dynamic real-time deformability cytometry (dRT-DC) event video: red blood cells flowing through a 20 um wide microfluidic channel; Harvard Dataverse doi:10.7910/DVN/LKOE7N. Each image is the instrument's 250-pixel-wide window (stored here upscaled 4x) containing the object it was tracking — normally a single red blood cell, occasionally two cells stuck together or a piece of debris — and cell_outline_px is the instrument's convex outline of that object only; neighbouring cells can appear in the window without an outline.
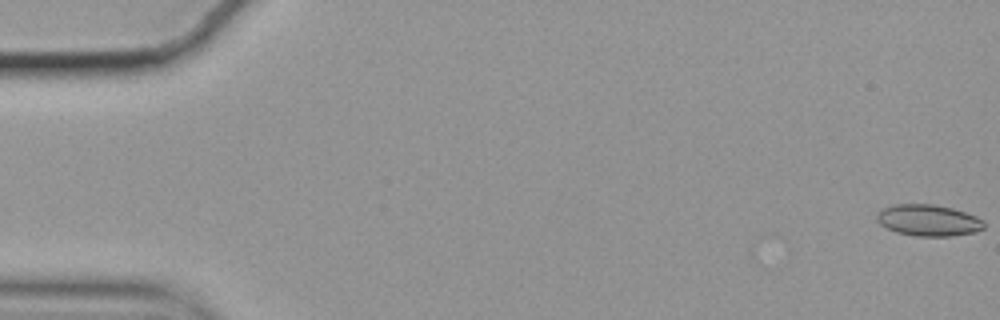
{"species": "common noctule bat (a hibernating species)", "species_latin": "Nyctalus noctula", "temperature_condition": "cold", "stored_images_in_passage": 53, "camera_frame_rate_fps": 3000, "um_per_image_px": 0.085, "animal": {"sex": "female", "body_mass_g": 19.9}, "frame": {"image": 1, "passage_image": 1, "time_ms": 0.0, "image_size_px": [1000, 320], "cell_outline_px": [[984, 228], [976, 232], [952, 236], [916, 236], [896, 232], [880, 224], [876, 220], [876, 212], [880, 208], [896, 204], [932, 204], [952, 208], [976, 216], [984, 220]], "centroid_in_image_um": [78.89, 18.72], "position_along_channel_um": 6.1, "area_um2": 19.77}}
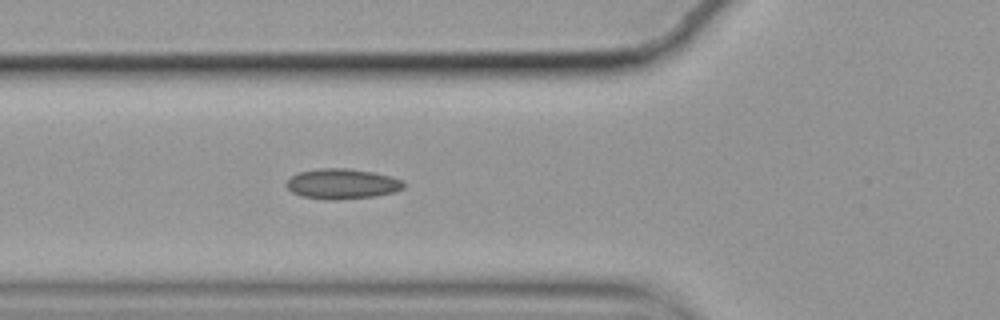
{"frame": {"image": 2, "passage_image": 21, "time_ms": 6.667, "image_size_px": [1000, 320], "cell_outline_px": [[404, 188], [392, 192], [372, 196], [336, 200], [332, 200], [300, 196], [292, 192], [284, 184], [292, 176], [300, 172], [320, 168], [348, 168], [372, 172], [388, 176], [400, 180], [404, 184]], "centroid_in_image_um": [29.03, 15.62], "position_along_channel_um": 96.8, "area_um2": 20.35}}
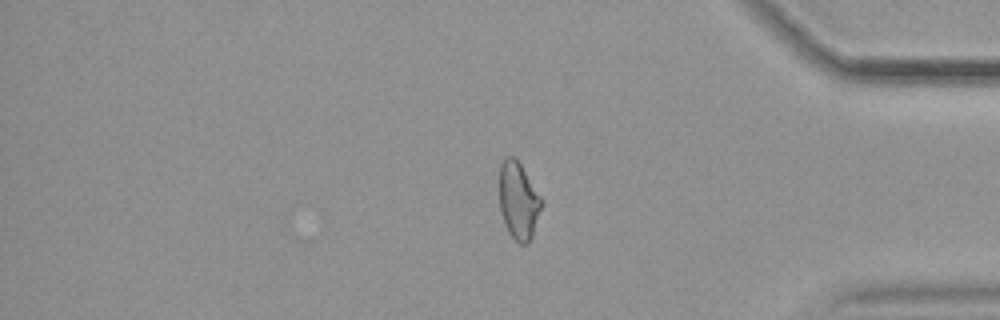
{"frame": {"image": 3, "passage_image": 48, "time_ms": 15.667, "image_size_px": [1000, 320], "cell_outline_px": [[544, 204], [532, 236], [528, 244], [520, 244], [508, 232], [500, 208], [500, 164], [508, 156], [516, 156], [544, 200]], "centroid_in_image_um": [44.11, 17.04], "position_along_channel_um": 391.1, "area_um2": 19.19}}